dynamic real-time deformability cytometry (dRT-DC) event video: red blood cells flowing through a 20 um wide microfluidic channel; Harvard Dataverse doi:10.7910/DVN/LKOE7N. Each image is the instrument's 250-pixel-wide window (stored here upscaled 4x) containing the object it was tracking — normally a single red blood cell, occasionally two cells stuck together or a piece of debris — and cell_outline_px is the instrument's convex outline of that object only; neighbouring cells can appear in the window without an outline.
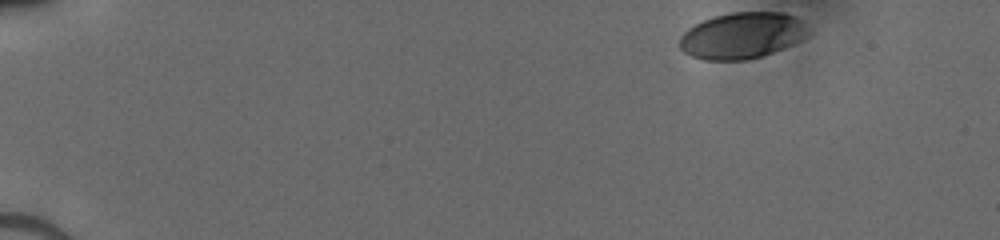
{"species": "human", "species_latin": "Homo sapiens", "temperature_condition": "cold", "stored_images_in_passage": 39, "camera_frame_rate_fps": 3000, "um_per_image_px": 0.085, "donor": {"sex": "male"}, "frame": {"image": 1, "passage_image": 1, "time_ms": 0.0, "image_size_px": [1000, 240], "cell_outline_px": [[812, 32], [808, 36], [792, 44], [772, 52], [748, 60], [704, 60], [692, 56], [684, 52], [680, 48], [680, 36], [688, 28], [704, 20], [716, 16], [732, 12], [784, 12], [796, 16], [812, 28]], "centroid_in_image_um": [63.13, 3.01], "position_along_channel_um": 21.9, "area_um2": 34.85}}
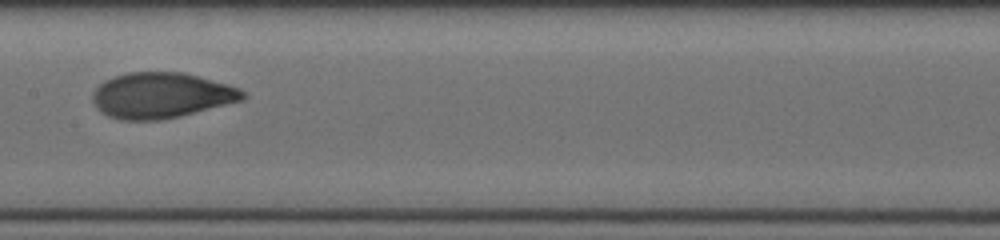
{"frame": {"image": 2, "passage_image": 23, "time_ms": 7.333, "image_size_px": [1000, 240], "cell_outline_px": [[248, 96], [244, 100], [180, 116], [160, 120], [120, 120], [108, 116], [100, 112], [96, 108], [92, 100], [92, 92], [104, 80], [128, 72], [184, 72], [228, 84], [240, 88]], "centroid_in_image_um": [13.71, 8.11], "position_along_channel_um": 193.7, "area_um2": 40.17}}
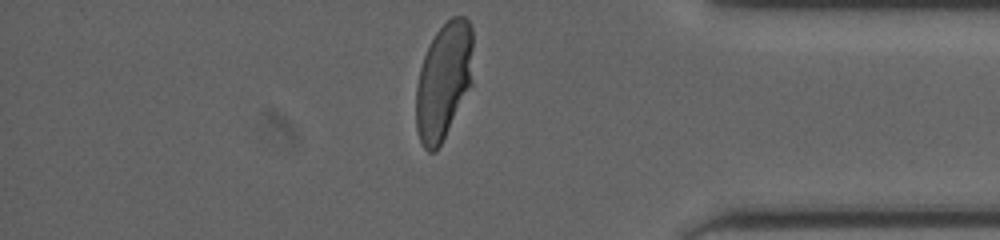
{"frame": {"image": 3, "passage_image": 39, "time_ms": 12.667, "image_size_px": [1000, 240], "cell_outline_px": [[472, 84], [436, 152], [428, 152], [424, 148], [420, 140], [416, 128], [416, 84], [420, 68], [424, 56], [436, 32], [452, 16], [464, 16], [468, 20], [472, 28]], "centroid_in_image_um": [37.71, 6.88], "position_along_channel_um": 397.5, "area_um2": 38.67}}